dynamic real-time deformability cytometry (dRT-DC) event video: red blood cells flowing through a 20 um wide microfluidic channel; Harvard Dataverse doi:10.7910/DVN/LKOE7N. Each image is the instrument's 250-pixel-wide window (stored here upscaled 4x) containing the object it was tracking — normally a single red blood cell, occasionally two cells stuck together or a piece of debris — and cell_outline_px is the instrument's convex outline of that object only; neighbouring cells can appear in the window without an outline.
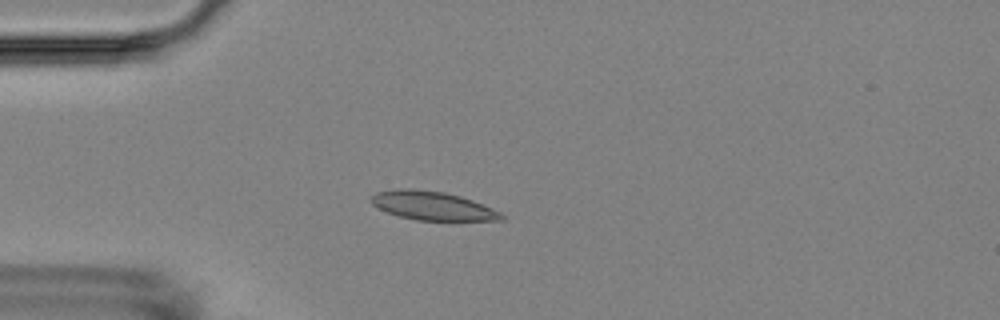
{"species": "Egyptian fruit bat (a non-hibernating species)", "species_latin": "Rousettus aegyptiacus", "temperature_condition": "room temperature", "stored_images_in_passage": 1, "camera_frame_rate_fps": 3000, "um_per_image_px": 0.085, "animal": {"sex": "female"}, "frame": {"image": 1, "passage_image": 1, "time_ms": 0.0, "image_size_px": [1000, 320], "cell_outline_px": [[504, 220], [416, 220], [400, 216], [376, 208], [368, 200], [368, 196], [376, 192], [400, 188], [412, 188], [444, 192], [460, 196], [472, 200], [492, 208], [500, 212], [504, 216]], "centroid_in_image_um": [36.69, 17.47], "position_along_channel_um": 48.3, "area_um2": 21.85}}